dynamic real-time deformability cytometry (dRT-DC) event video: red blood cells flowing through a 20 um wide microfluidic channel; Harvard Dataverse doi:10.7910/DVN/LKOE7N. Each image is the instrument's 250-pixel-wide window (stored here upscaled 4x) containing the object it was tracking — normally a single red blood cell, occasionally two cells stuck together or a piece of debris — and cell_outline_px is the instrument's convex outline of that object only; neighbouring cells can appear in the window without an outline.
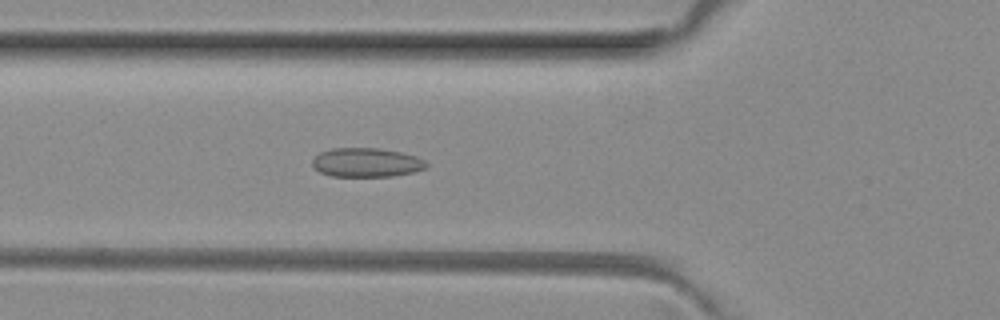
{"species": "common noctule bat (a hibernating species)", "species_latin": "Nyctalus noctula", "temperature_condition": "room temperature", "stored_images_in_passage": 50, "camera_frame_rate_fps": 3000, "um_per_image_px": 0.085, "animal": {"sex": "female", "body_mass_g": 29.2, "forearm_length_mm": 56.3}, "frame": {"image": 1, "passage_image": 17, "time_ms": 5.333, "image_size_px": [1000, 320], "cell_outline_px": [[428, 168], [412, 172], [392, 176], [332, 176], [320, 172], [312, 164], [312, 160], [320, 152], [332, 148], [380, 148], [400, 152], [416, 156], [424, 160], [428, 164]], "centroid_in_image_um": [31.17, 13.81], "position_along_channel_um": 94.6, "area_um2": 19.25}}
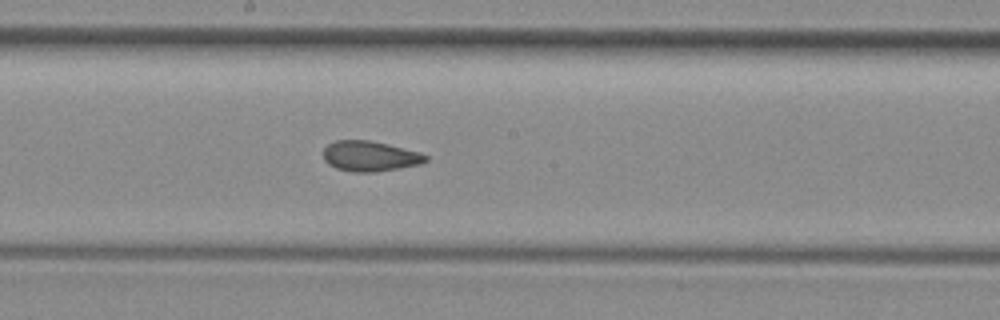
{"frame": {"image": 2, "passage_image": 26, "time_ms": 8.333, "image_size_px": [1000, 320], "cell_outline_px": [[428, 160], [420, 164], [400, 168], [376, 172], [352, 172], [336, 168], [328, 164], [324, 160], [324, 148], [328, 144], [336, 140], [368, 140], [388, 144], [420, 152], [428, 156]], "centroid_in_image_um": [31.45, 13.28], "position_along_channel_um": 216.8, "area_um2": 18.15}}
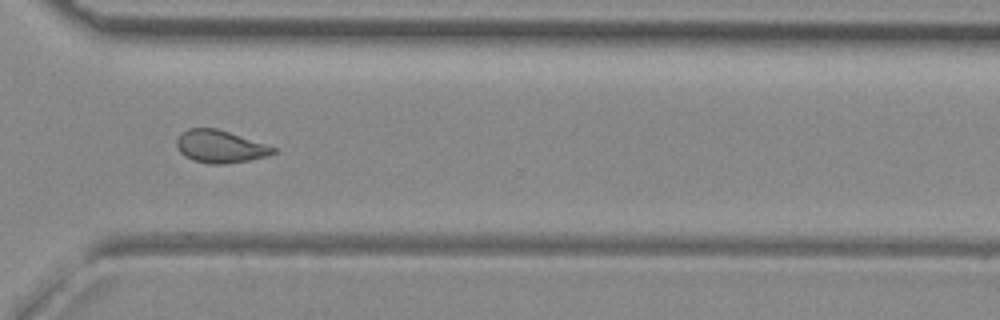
{"frame": {"image": 3, "passage_image": 36, "time_ms": 11.667, "image_size_px": [1000, 320], "cell_outline_px": [[276, 152], [268, 156], [248, 160], [224, 164], [208, 164], [192, 160], [184, 156], [180, 152], [176, 144], [176, 140], [188, 128], [216, 128], [276, 148]], "centroid_in_image_um": [18.68, 12.47], "position_along_channel_um": 351.9, "area_um2": 18.03}, "authors_computed_cell_mechanics": {"area_um2": 18.8428, "velocity_mm_per_s": 4.0504, "shape_relaxation_time_tau1_ms": null, "shape_relaxation_time_tau2_ms": 1.7142, "deformation_change_tau1": null, "deformation_change_tau2": 0.0587}}